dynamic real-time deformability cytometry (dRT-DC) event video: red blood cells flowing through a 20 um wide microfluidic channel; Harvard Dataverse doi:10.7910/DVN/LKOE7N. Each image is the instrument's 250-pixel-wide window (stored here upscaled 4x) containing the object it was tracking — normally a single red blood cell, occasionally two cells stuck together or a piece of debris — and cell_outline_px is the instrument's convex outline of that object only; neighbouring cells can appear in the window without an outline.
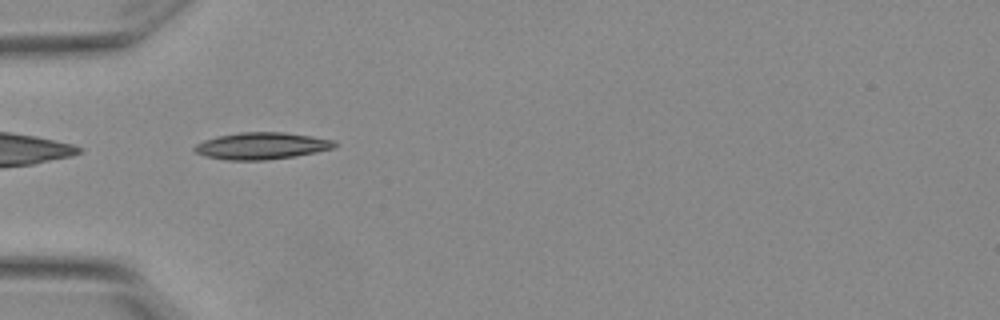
{"species": "Egyptian fruit bat (a non-hibernating species)", "species_latin": "Rousettus aegyptiacus", "temperature_condition": "warm", "stored_images_in_passage": 6, "camera_frame_rate_fps": 3000, "um_per_image_px": 0.085, "animal": {"sex": "female"}, "frame": {"image": 1, "passage_image": 5, "time_ms": 1.333, "image_size_px": [1000, 320], "cell_outline_px": [[336, 148], [316, 152], [292, 156], [264, 160], [228, 160], [208, 156], [196, 152], [192, 148], [196, 144], [204, 140], [216, 136], [240, 132], [284, 132], [312, 136], [336, 140]], "centroid_in_image_um": [22.26, 12.38], "position_along_channel_um": 62.7, "area_um2": 21.85}}
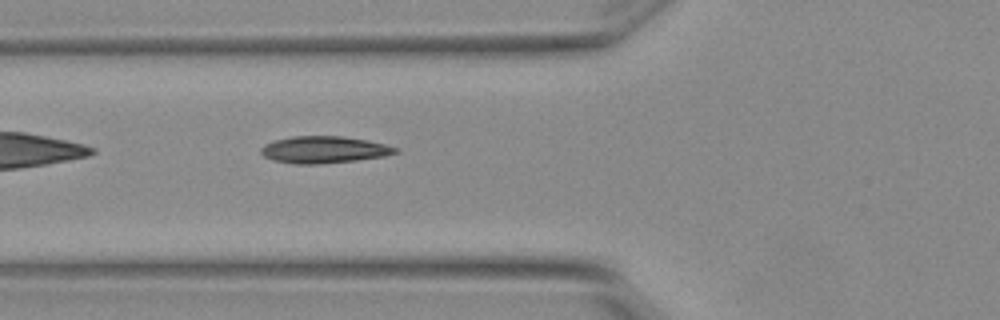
{"frame": {"image": 2, "passage_image": 6, "time_ms": 1.667, "image_size_px": [1000, 320], "cell_outline_px": [[400, 152], [384, 156], [356, 160], [320, 164], [292, 164], [272, 160], [264, 156], [260, 152], [260, 148], [264, 144], [272, 140], [292, 136], [340, 136], [368, 140], [400, 148]], "centroid_in_image_um": [27.52, 12.72], "position_along_channel_um": 98.3, "area_um2": 21.33}}